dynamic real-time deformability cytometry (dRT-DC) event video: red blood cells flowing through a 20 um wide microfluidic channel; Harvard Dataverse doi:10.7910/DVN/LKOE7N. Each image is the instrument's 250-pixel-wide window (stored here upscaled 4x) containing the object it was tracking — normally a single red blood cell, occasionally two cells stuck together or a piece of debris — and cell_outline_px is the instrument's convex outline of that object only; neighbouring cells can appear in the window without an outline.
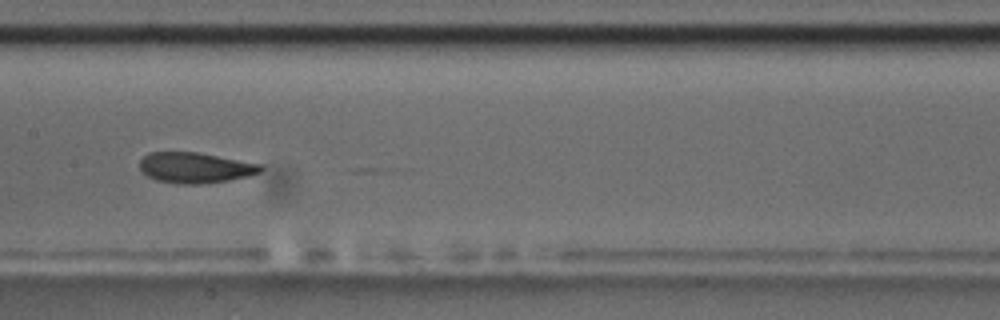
{"species": "common noctule bat (a hibernating species)", "species_latin": "Nyctalus noctula", "temperature_condition": "room temperature", "stored_images_in_passage": 9, "camera_frame_rate_fps": 3000, "um_per_image_px": 0.085, "animal": {"sex": "male", "body_mass_g": 17.5, "forearm_length_mm": 52.3}, "frame": {"image": 1, "passage_image": 9, "time_ms": 9.0, "image_size_px": [1000, 320], "cell_outline_px": [[264, 168], [260, 172], [248, 176], [228, 180], [200, 184], [176, 184], [156, 180], [148, 176], [140, 168], [140, 160], [148, 152], [196, 152], [264, 164]], "centroid_in_image_um": [16.61, 14.25], "position_along_channel_um": 190.8, "area_um2": 21.62}}